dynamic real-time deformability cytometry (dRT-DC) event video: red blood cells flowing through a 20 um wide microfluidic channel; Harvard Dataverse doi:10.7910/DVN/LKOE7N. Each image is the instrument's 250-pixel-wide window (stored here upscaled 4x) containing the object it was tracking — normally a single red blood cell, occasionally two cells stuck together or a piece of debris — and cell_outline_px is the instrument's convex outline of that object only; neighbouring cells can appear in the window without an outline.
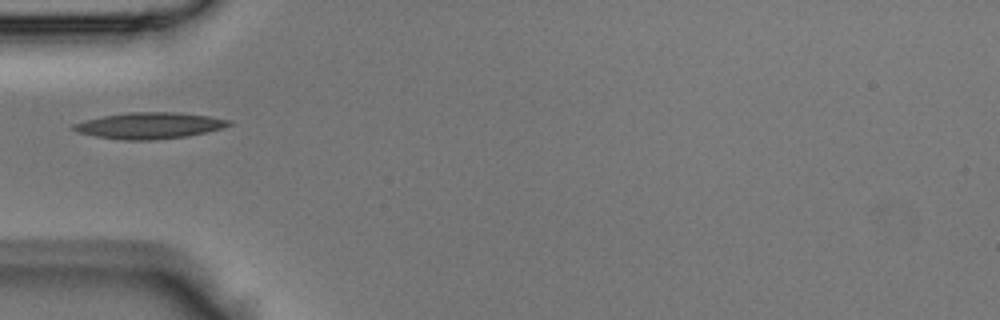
{"species": "Egyptian fruit bat (a non-hibernating species)", "species_latin": "Rousettus aegyptiacus", "temperature_condition": "room temperature", "stored_images_in_passage": 13, "camera_frame_rate_fps": 3000, "um_per_image_px": 0.085, "animal": {"sex": "male"}, "frame": {"image": 1, "passage_image": 1, "time_ms": 0.0, "image_size_px": [1000, 320], "cell_outline_px": [[232, 124], [220, 128], [188, 136], [152, 140], [124, 140], [96, 136], [76, 132], [72, 128], [72, 124], [104, 116], [128, 112], [176, 112], [208, 116], [232, 120]], "centroid_in_image_um": [12.7, 10.67], "position_along_channel_um": 72.3, "area_um2": 23.52}}
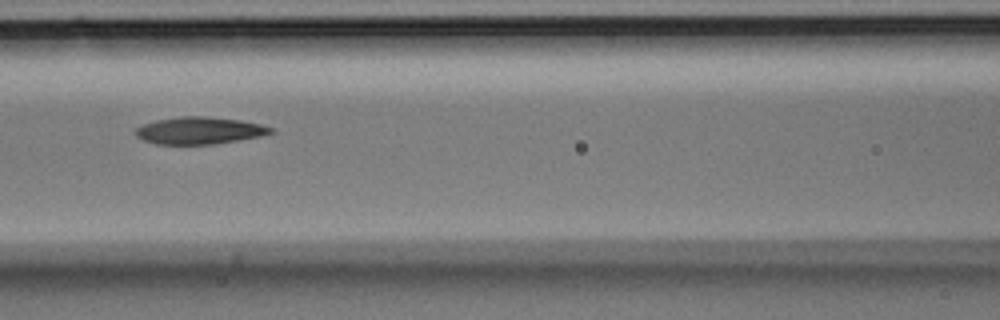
{"frame": {"image": 2, "passage_image": 6, "time_ms": 1.667, "image_size_px": [1000, 320], "cell_outline_px": [[276, 132], [260, 136], [212, 144], [156, 144], [144, 140], [136, 136], [136, 128], [144, 124], [156, 120], [180, 116], [204, 116], [240, 120], [260, 124], [276, 128]], "centroid_in_image_um": [16.98, 11.09], "position_along_channel_um": 149.6, "area_um2": 21.27}}
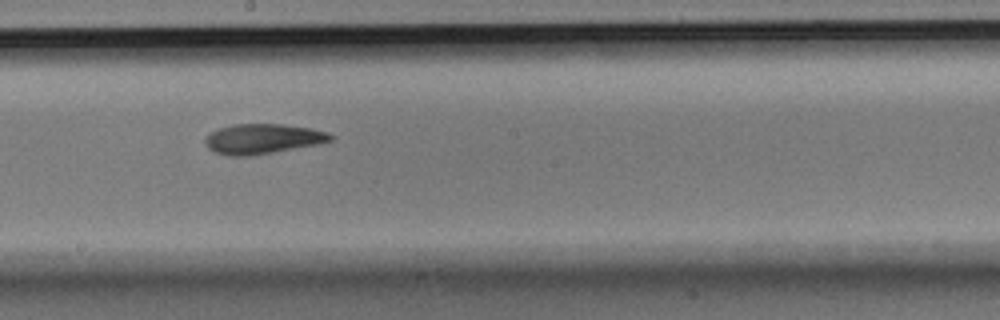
{"frame": {"image": 3, "passage_image": 11, "time_ms": 3.333, "image_size_px": [1000, 320], "cell_outline_px": [[332, 140], [316, 144], [272, 152], [248, 156], [228, 156], [212, 152], [204, 144], [204, 140], [212, 132], [220, 128], [232, 124], [284, 124], [308, 128], [328, 132], [332, 136]], "centroid_in_image_um": [22.27, 11.8], "position_along_channel_um": 225.9, "area_um2": 21.68}}